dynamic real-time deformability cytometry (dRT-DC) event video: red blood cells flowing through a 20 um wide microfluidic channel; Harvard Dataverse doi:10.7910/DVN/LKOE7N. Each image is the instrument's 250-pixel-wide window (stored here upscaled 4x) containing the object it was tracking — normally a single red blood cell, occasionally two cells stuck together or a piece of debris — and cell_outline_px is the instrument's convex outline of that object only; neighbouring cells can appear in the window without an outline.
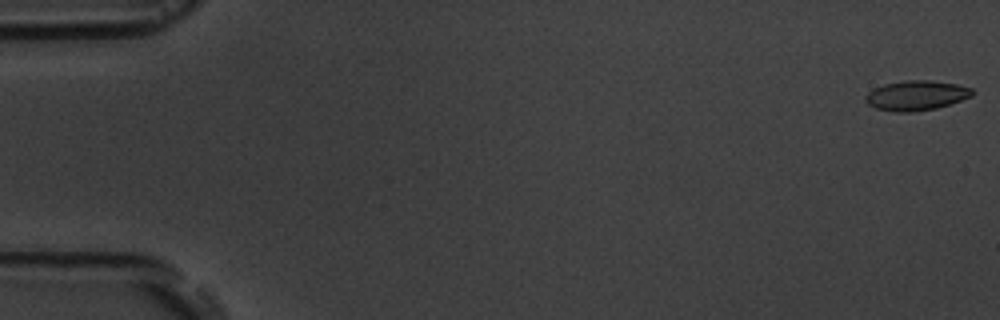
{"species": "common noctule bat (a hibernating species)", "species_latin": "Nyctalus noctula", "temperature_condition": "room temperature", "stored_images_in_passage": 5, "camera_frame_rate_fps": 3000, "um_per_image_px": 0.085, "animal": {"sex": "male", "body_mass_g": 19.5, "forearm_length_mm": 54.6}, "frame": {"image": 1, "passage_image": 1, "time_ms": 0.0, "image_size_px": [1000, 320], "cell_outline_px": [[976, 92], [972, 96], [936, 108], [912, 112], [892, 112], [876, 108], [868, 104], [864, 100], [864, 96], [868, 92], [884, 84], [904, 80], [932, 80], [956, 84], [972, 88]], "centroid_in_image_um": [77.87, 8.11], "position_along_channel_um": 7.1, "area_um2": 18.61}}
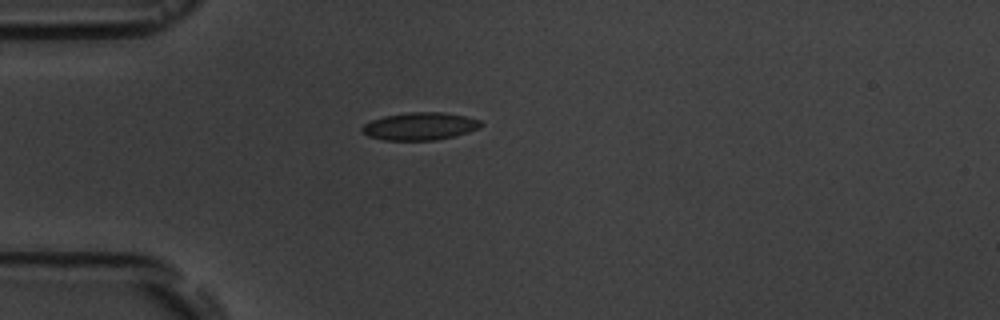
{"frame": {"image": 2, "passage_image": 5, "time_ms": 5.0, "image_size_px": [1000, 320], "cell_outline_px": [[484, 124], [480, 128], [468, 132], [436, 140], [384, 140], [368, 136], [360, 132], [360, 128], [364, 124], [372, 120], [384, 116], [408, 112], [444, 112], [464, 116], [480, 120]], "centroid_in_image_um": [35.67, 10.73], "position_along_channel_um": 49.3, "area_um2": 19.19}}